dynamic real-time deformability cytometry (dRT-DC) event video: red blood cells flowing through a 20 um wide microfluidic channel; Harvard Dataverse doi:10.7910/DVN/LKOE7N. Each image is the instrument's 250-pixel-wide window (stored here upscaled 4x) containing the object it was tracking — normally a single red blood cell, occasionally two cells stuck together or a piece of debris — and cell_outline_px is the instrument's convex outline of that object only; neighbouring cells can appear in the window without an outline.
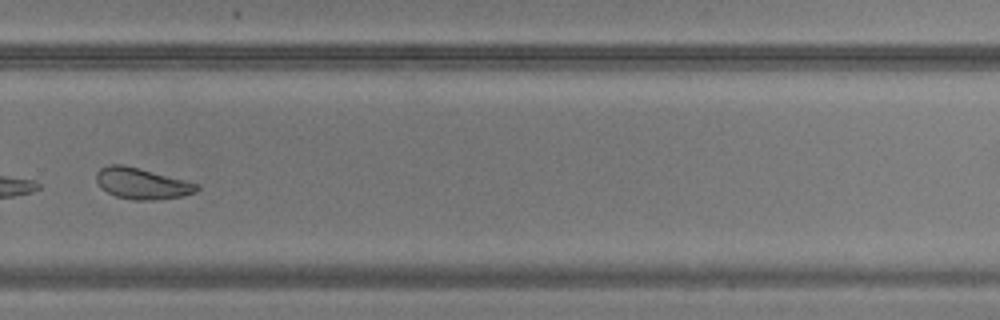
{"species": "common noctule bat (a hibernating species)", "species_latin": "Nyctalus noctula", "temperature_condition": "warm", "stored_images_in_passage": 32, "camera_frame_rate_fps": 3000, "um_per_image_px": 0.085, "animal": {"sex": "male", "body_mass_g": 20.5, "forearm_length_mm": 52.5}, "frame": {"image": 1, "passage_image": 21, "time_ms": 6.667, "image_size_px": [1000, 320], "cell_outline_px": [[200, 188], [196, 192], [180, 196], [156, 200], [132, 200], [116, 196], [100, 188], [96, 180], [96, 172], [100, 168], [108, 164], [124, 164], [184, 180], [196, 184]], "centroid_in_image_um": [12.0, 15.59], "position_along_channel_um": 317.8, "area_um2": 18.15}}